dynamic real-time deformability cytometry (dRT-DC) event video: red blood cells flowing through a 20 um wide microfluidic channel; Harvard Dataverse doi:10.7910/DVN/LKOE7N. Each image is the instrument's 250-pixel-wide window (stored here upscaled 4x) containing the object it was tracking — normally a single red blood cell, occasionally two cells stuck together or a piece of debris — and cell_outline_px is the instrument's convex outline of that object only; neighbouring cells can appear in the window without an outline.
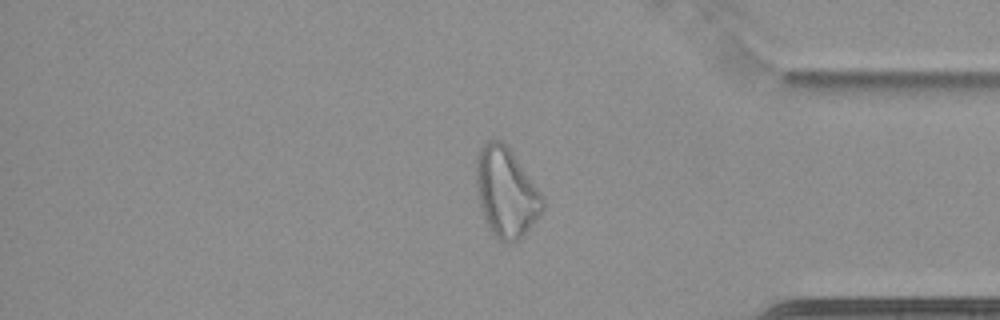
{"species": "common noctule bat (a hibernating species)", "species_latin": "Nyctalus noctula", "temperature_condition": "cold", "stored_images_in_passage": 64, "camera_frame_rate_fps": 3000, "um_per_image_px": 0.085, "animal": {"sex": "female", "body_mass_g": 22.7, "forearm_length_mm": 54.2}, "frame": {"image": 1, "passage_image": 55, "time_ms": 18.0, "image_size_px": [1000, 320], "cell_outline_px": [[544, 208], [540, 216], [516, 240], [508, 244], [504, 244], [492, 236], [488, 228], [480, 208], [476, 188], [476, 160], [480, 148], [488, 140], [500, 140], [512, 152], [544, 196]], "centroid_in_image_um": [43.0, 16.38], "position_along_channel_um": 392.2, "area_um2": 34.74}}